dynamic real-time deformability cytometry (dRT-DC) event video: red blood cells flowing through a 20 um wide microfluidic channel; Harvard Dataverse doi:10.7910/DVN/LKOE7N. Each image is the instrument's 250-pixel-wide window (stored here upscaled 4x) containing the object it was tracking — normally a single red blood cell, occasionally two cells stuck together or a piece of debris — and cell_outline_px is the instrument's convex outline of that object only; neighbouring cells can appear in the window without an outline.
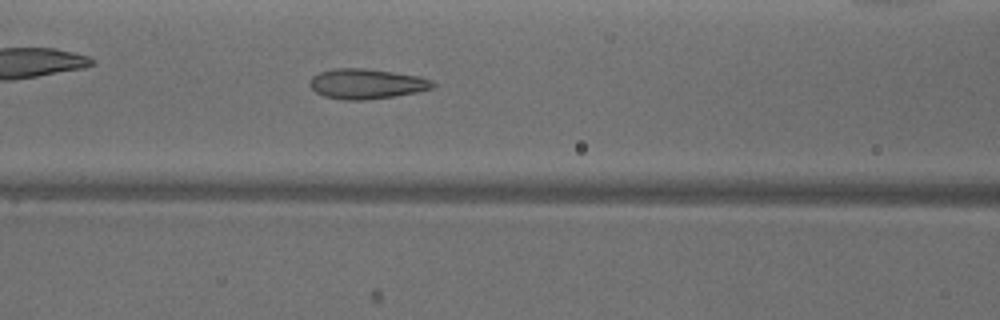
{"species": "common noctule bat (a hibernating species)", "species_latin": "Nyctalus noctula", "temperature_condition": "warm", "stored_images_in_passage": 50, "camera_frame_rate_fps": 3000, "um_per_image_px": 0.085, "animal": {"sex": "male", "body_mass_g": 18.8}, "frame": {"image": 1, "passage_image": 20, "time_ms": 6.333, "image_size_px": [1000, 320], "cell_outline_px": [[436, 84], [432, 88], [416, 92], [392, 96], [364, 100], [344, 100], [324, 96], [316, 92], [308, 84], [308, 80], [312, 76], [320, 72], [336, 68], [364, 68], [420, 76], [432, 80]], "centroid_in_image_um": [31.13, 7.12], "position_along_channel_um": 135.5, "area_um2": 21.5}}
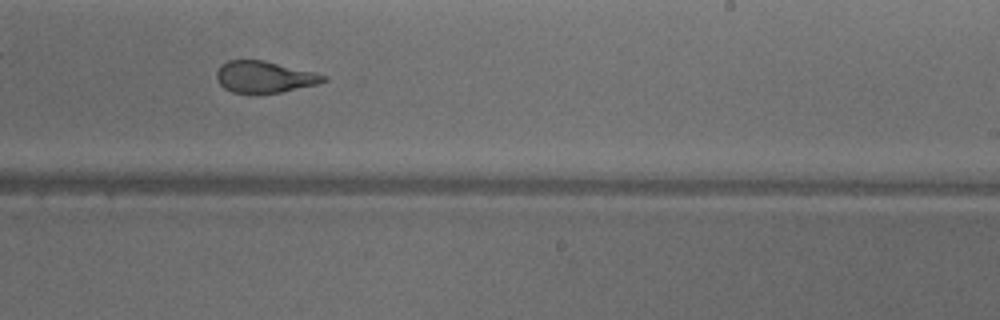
{"frame": {"image": 2, "passage_image": 30, "time_ms": 9.667, "image_size_px": [1000, 320], "cell_outline_px": [[328, 80], [316, 84], [280, 92], [232, 92], [224, 88], [216, 80], [216, 72], [220, 64], [228, 60], [264, 60], [328, 76]], "centroid_in_image_um": [22.43, 6.52], "position_along_channel_um": 266.6, "area_um2": 19.36}}
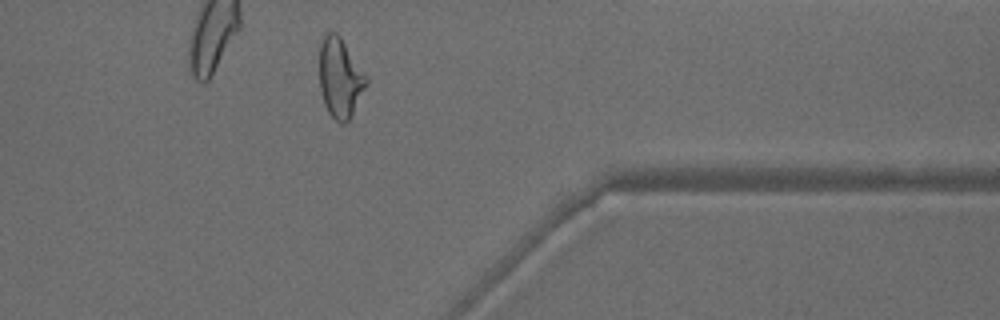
{"frame": {"image": 3, "passage_image": 40, "time_ms": 13.0, "image_size_px": [1000, 320], "cell_outline_px": [[368, 84], [348, 124], [340, 124], [328, 112], [324, 104], [320, 92], [320, 44], [324, 32], [328, 28], [336, 32], [340, 36], [368, 76]], "centroid_in_image_um": [28.92, 6.61], "position_along_channel_um": 382.5, "area_um2": 22.37}, "authors_computed_cell_mechanics": {"area_um2": 22.4264, "velocity_mm_per_s": 3.94, "shape_relaxation_time_tau1_ms": 10.4883, "shape_relaxation_time_tau2_ms": 1.0563, "deformation_change_tau1": 0.2871, "deformation_change_tau2": 0.0855}}